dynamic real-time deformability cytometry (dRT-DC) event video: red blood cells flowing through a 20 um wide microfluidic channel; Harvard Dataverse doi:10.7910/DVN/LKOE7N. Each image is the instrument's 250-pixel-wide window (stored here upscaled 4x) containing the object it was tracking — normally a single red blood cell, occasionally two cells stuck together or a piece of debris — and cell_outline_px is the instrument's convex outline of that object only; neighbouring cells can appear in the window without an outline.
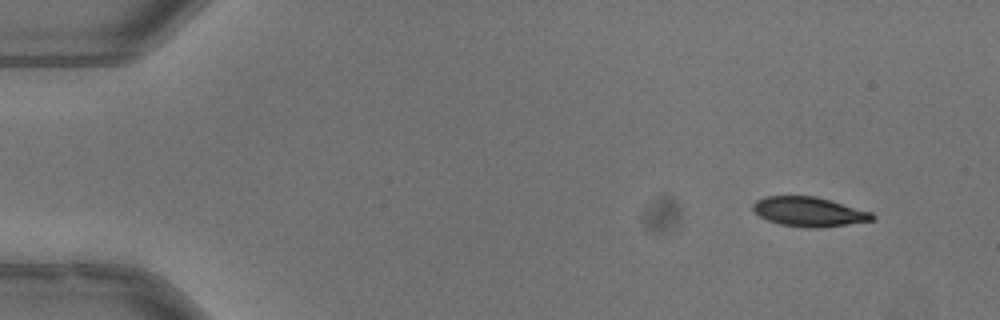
{"species": "common noctule bat (a hibernating species)", "species_latin": "Nyctalus noctula", "temperature_condition": "warm", "stored_images_in_passage": 52, "camera_frame_rate_fps": 3000, "um_per_image_px": 0.085, "animal": {"sex": "male", "body_mass_g": 13.3}, "frame": {"image": 1, "passage_image": 4, "time_ms": 1.0, "image_size_px": [1000, 320], "cell_outline_px": [[876, 220], [820, 228], [804, 228], [780, 224], [768, 220], [760, 216], [752, 208], [752, 204], [756, 200], [764, 196], [816, 196], [872, 212], [876, 216]], "centroid_in_image_um": [68.78, 18.0], "position_along_channel_um": 16.2, "area_um2": 20.63}}
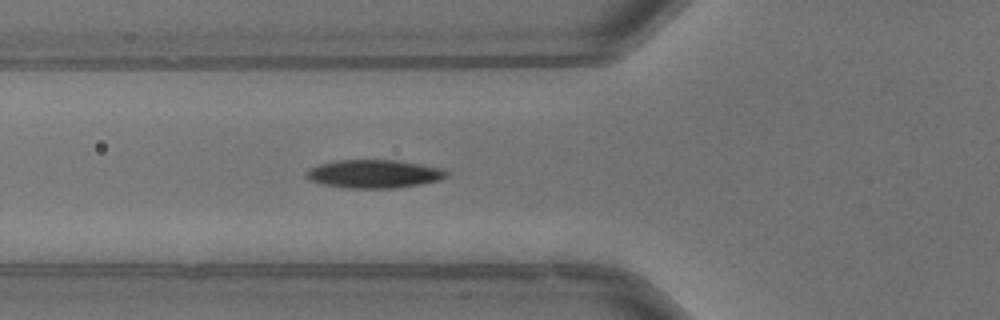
{"frame": {"image": 2, "passage_image": 19, "time_ms": 6.0, "image_size_px": [1000, 320], "cell_outline_px": [[448, 176], [440, 180], [420, 184], [392, 188], [344, 188], [320, 184], [308, 180], [304, 176], [312, 168], [320, 164], [336, 160], [396, 160], [444, 168], [448, 172]], "centroid_in_image_um": [31.8, 14.78], "position_along_channel_um": 94.0, "area_um2": 23.18}}
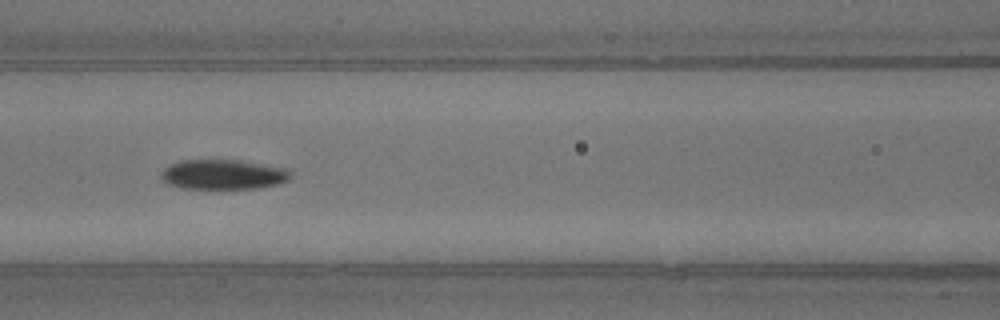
{"frame": {"image": 3, "passage_image": 23, "time_ms": 7.333, "image_size_px": [1000, 320], "cell_outline_px": [[292, 176], [288, 180], [276, 184], [256, 188], [180, 188], [168, 184], [160, 176], [164, 168], [168, 164], [180, 160], [240, 160], [284, 168], [292, 172]], "centroid_in_image_um": [18.94, 14.82], "position_along_channel_um": 147.7, "area_um2": 22.43}, "authors_computed_cell_mechanics": {"area_um2": 22.4264, "velocity_mm_per_s": 3.9774, "shape_relaxation_time_tau1_ms": 4.417, "shape_relaxation_time_tau2_ms": 4.31, "deformation_change_tau1": 0.1671, "deformation_change_tau2": 0.0823}}